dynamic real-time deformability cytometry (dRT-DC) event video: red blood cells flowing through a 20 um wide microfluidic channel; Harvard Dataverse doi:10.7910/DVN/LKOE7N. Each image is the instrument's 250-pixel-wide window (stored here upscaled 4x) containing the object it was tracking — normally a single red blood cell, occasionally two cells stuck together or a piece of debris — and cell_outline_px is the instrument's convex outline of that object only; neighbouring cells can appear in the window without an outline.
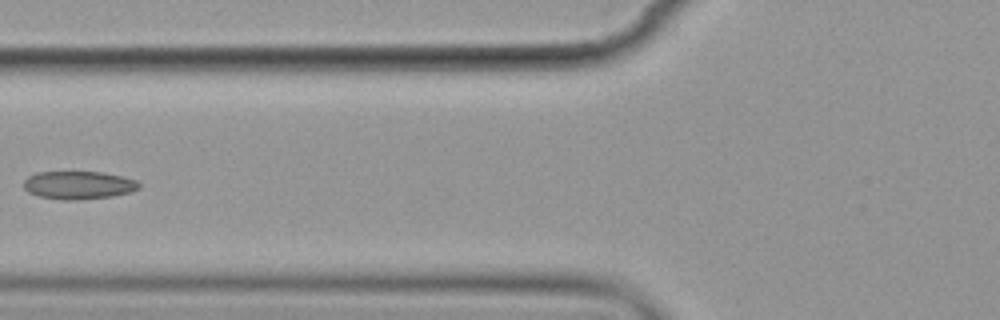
{"species": "common noctule bat (a hibernating species)", "species_latin": "Nyctalus noctula", "temperature_condition": "cold", "stored_images_in_passage": 7, "camera_frame_rate_fps": 3000, "um_per_image_px": 0.085, "animal": {"sex": "female", "body_mass_g": 19.9}, "frame": {"image": 1, "passage_image": 7, "time_ms": 7.0, "image_size_px": [1000, 320], "cell_outline_px": [[140, 188], [128, 192], [112, 196], [80, 200], [64, 200], [40, 196], [28, 192], [24, 188], [24, 180], [28, 176], [36, 172], [100, 172], [120, 176], [136, 180], [140, 184]], "centroid_in_image_um": [6.65, 15.73], "position_along_channel_um": 119.1, "area_um2": 18.73}}